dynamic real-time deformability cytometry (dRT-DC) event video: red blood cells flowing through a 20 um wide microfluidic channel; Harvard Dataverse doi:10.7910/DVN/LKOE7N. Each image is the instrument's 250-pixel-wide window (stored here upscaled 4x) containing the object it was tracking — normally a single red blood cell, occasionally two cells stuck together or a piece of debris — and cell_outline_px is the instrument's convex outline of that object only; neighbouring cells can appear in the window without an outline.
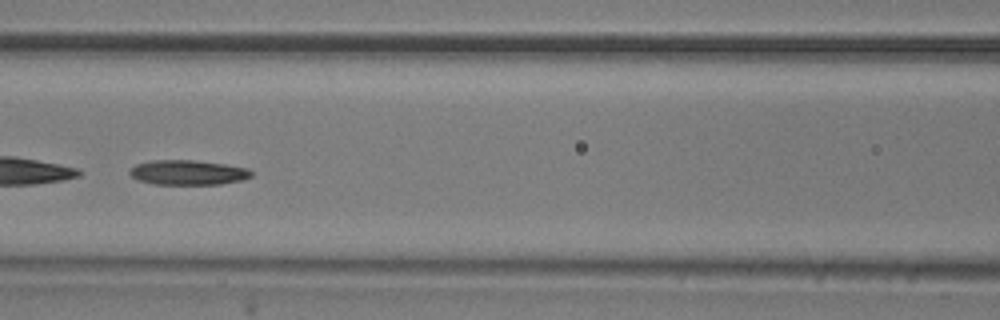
{"species": "common noctule bat (a hibernating species)", "species_latin": "Nyctalus noctula", "temperature_condition": "room temperature", "stored_images_in_passage": 50, "camera_frame_rate_fps": 3000, "um_per_image_px": 0.085, "animal": {"sex": "male", "body_mass_g": 20.5, "forearm_length_mm": 52.5}, "frame": {"image": 1, "passage_image": 22, "time_ms": 7.0, "image_size_px": [1000, 320], "cell_outline_px": [[252, 176], [244, 180], [220, 184], [152, 184], [140, 180], [132, 176], [128, 172], [136, 164], [152, 160], [196, 160], [224, 164], [248, 168], [252, 172]], "centroid_in_image_um": [16.0, 14.66], "position_along_channel_um": 150.6, "area_um2": 17.57}, "authors_computed_cell_mechanics": {"area_um2": 18.785, "velocity_mm_per_s": 3.8624, "shape_relaxation_time_tau1_ms": 3.695, "shape_relaxation_time_tau2_ms": 9.3481, "deformation_change_tau1": 0.1544, "deformation_change_tau2": 0.1675}}